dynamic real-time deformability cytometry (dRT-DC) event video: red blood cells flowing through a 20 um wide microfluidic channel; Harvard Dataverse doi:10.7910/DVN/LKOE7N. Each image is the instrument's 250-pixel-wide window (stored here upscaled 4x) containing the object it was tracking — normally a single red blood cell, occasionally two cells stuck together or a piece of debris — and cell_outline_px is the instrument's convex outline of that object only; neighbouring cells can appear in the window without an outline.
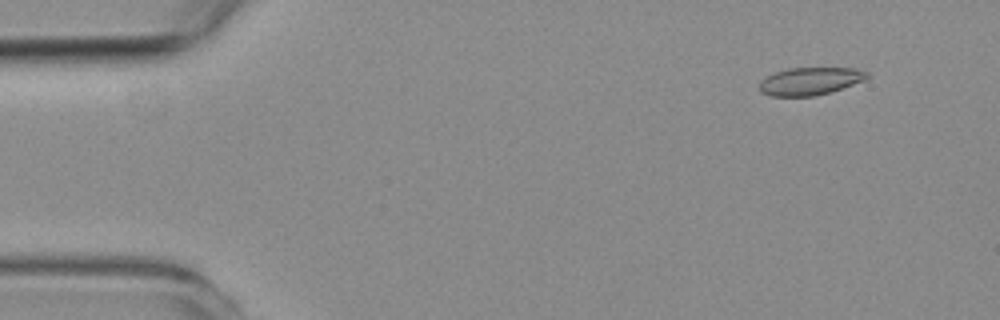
{"species": "common noctule bat (a hibernating species)", "species_latin": "Nyctalus noctula", "temperature_condition": "room temperature", "stored_images_in_passage": 52, "camera_frame_rate_fps": 3000, "um_per_image_px": 0.085, "animal": {"sex": "female", "body_mass_g": 19.3, "forearm_length_mm": 54.1}, "frame": {"image": 1, "passage_image": 1, "time_ms": 0.0, "image_size_px": [1000, 320], "cell_outline_px": [[872, 76], [864, 80], [828, 92], [812, 96], [772, 96], [760, 92], [760, 80], [776, 72], [788, 68], [856, 68], [868, 72]], "centroid_in_image_um": [68.86, 6.89], "position_along_channel_um": 16.1, "area_um2": 17.17}}
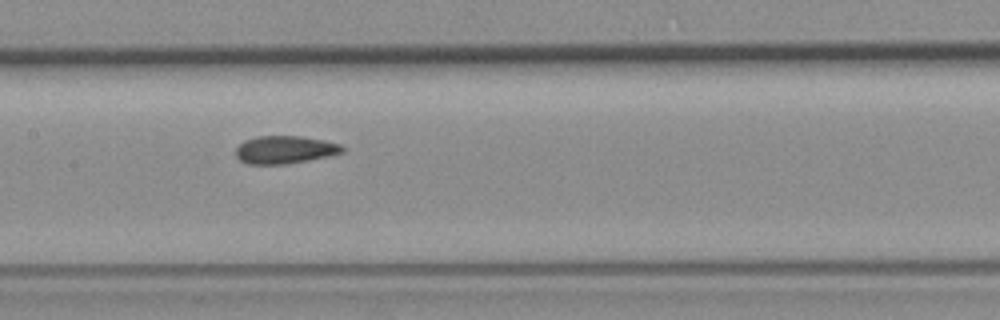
{"frame": {"image": 2, "passage_image": 23, "time_ms": 7.333, "image_size_px": [1000, 320], "cell_outline_px": [[344, 152], [328, 156], [284, 164], [248, 164], [240, 160], [236, 156], [236, 148], [244, 140], [256, 136], [300, 136], [324, 140], [340, 144], [344, 148]], "centroid_in_image_um": [24.19, 12.72], "position_along_channel_um": 183.2, "area_um2": 17.17}}
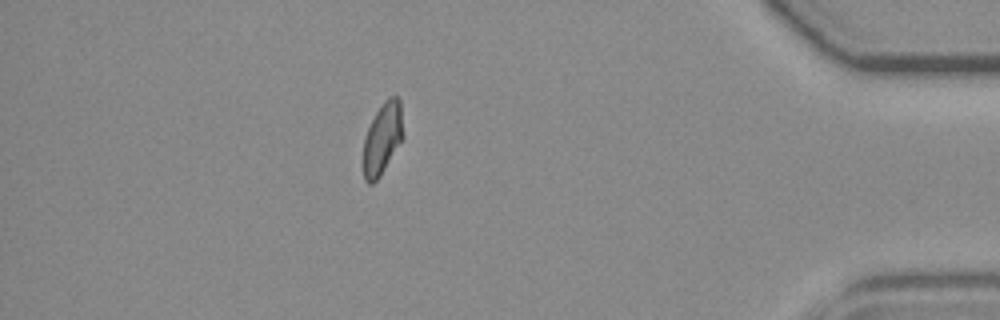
{"frame": {"image": 3, "passage_image": 45, "time_ms": 14.667, "image_size_px": [1000, 320], "cell_outline_px": [[404, 136], [380, 176], [372, 184], [368, 184], [364, 180], [364, 140], [368, 128], [376, 112], [384, 100], [388, 96], [396, 96], [400, 100]], "centroid_in_image_um": [32.52, 11.75], "position_along_channel_um": 402.7, "area_um2": 16.47}, "authors_computed_cell_mechanics": {"area_um2": 17.3978, "velocity_mm_per_s": 3.6592, "shape_relaxation_time_tau1_ms": null, "shape_relaxation_time_tau2_ms": 1.4349, "deformation_change_tau1": null, "deformation_change_tau2": 0.062}}